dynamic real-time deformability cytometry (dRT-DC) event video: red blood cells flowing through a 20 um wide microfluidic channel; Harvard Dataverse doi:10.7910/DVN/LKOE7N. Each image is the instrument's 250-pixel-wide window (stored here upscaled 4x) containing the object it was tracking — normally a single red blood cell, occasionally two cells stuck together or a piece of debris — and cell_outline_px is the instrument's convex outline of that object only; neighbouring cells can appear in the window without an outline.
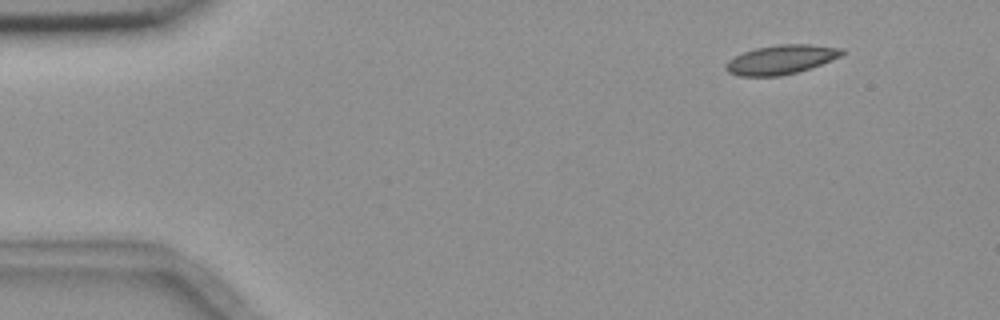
{"species": "common noctule bat (a hibernating species)", "species_latin": "Nyctalus noctula", "temperature_condition": "room temperature", "stored_images_in_passage": 5, "camera_frame_rate_fps": 3000, "um_per_image_px": 0.085, "animal": {"sex": "female", "body_mass_g": 18.4}, "frame": {"image": 1, "passage_image": 2, "time_ms": 1.333, "image_size_px": [1000, 320], "cell_outline_px": [[844, 52], [840, 56], [832, 60], [796, 72], [780, 76], [740, 76], [728, 72], [724, 68], [724, 64], [728, 60], [744, 52], [756, 48], [776, 44], [812, 44], [844, 48]], "centroid_in_image_um": [66.37, 5.05], "position_along_channel_um": 18.6, "area_um2": 19.71}}
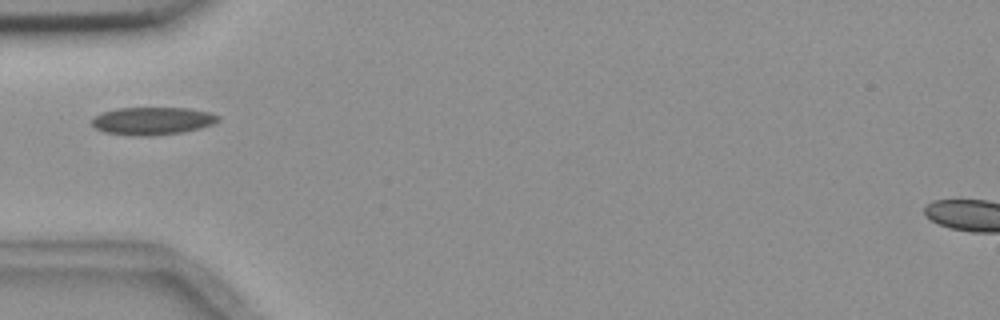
{"frame": {"image": 2, "passage_image": 5, "time_ms": 5.333, "image_size_px": [1000, 320], "cell_outline_px": [[220, 120], [212, 124], [200, 128], [180, 132], [152, 136], [132, 136], [104, 132], [96, 128], [92, 124], [92, 120], [100, 112], [116, 108], [188, 108], [208, 112], [220, 116]], "centroid_in_image_um": [12.94, 10.28], "position_along_channel_um": 72.1, "area_um2": 20.4}}